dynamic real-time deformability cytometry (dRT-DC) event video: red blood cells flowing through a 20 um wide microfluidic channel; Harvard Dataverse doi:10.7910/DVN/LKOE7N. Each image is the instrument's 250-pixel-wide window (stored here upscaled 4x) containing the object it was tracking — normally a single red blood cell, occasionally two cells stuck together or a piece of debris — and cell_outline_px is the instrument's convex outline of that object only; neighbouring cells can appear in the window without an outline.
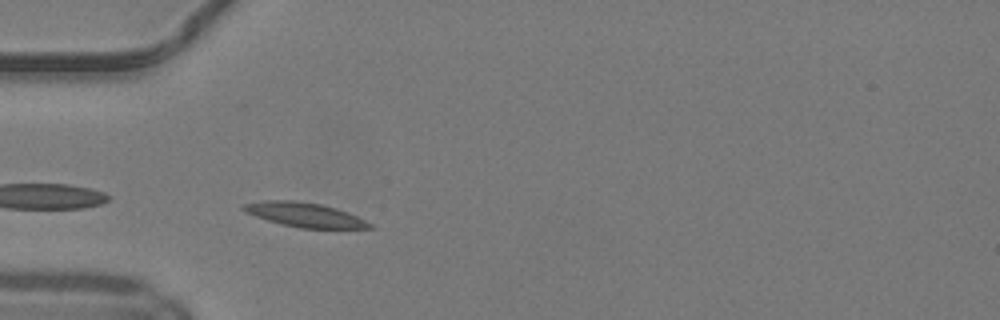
{"species": "common noctule bat (a hibernating species)", "species_latin": "Nyctalus noctula", "temperature_condition": "warm", "stored_images_in_passage": 33, "camera_frame_rate_fps": 3000, "um_per_image_px": 0.085, "animal": {"sex": "male", "body_mass_g": 19.2, "forearm_length_mm": 51.8}, "frame": {"image": 1, "passage_image": 2, "time_ms": 0.333, "image_size_px": [1000, 320], "cell_outline_px": [[376, 228], [300, 228], [268, 220], [244, 212], [240, 208], [244, 204], [264, 200], [296, 200], [320, 204], [336, 208], [348, 212], [372, 224]], "centroid_in_image_um": [25.89, 18.24], "position_along_channel_um": 59.1, "area_um2": 17.74}}
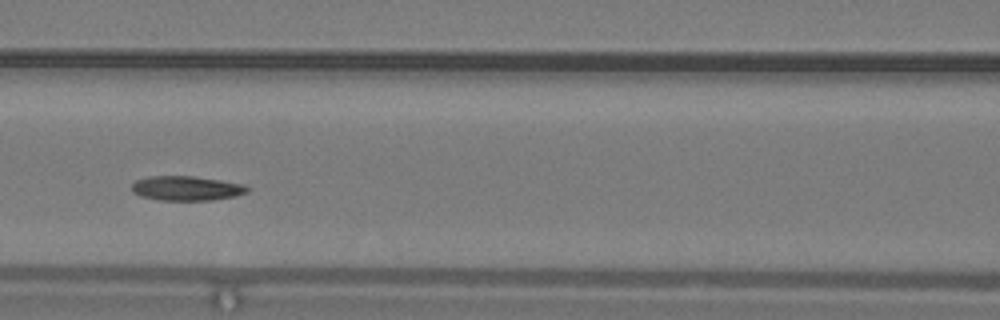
{"frame": {"image": 2, "passage_image": 9, "time_ms": 2.667, "image_size_px": [1000, 320], "cell_outline_px": [[248, 192], [236, 196], [212, 200], [160, 200], [140, 196], [132, 192], [132, 184], [136, 180], [148, 176], [192, 176], [220, 180], [244, 184], [248, 188]], "centroid_in_image_um": [15.84, 16.0], "position_along_channel_um": 150.8, "area_um2": 16.53}}
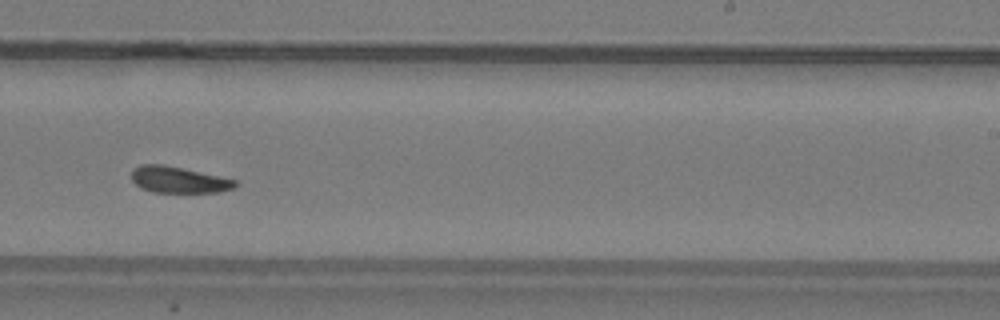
{"frame": {"image": 3, "passage_image": 18, "time_ms": 5.667, "image_size_px": [1000, 320], "cell_outline_px": [[240, 184], [236, 188], [220, 192], [152, 192], [140, 188], [132, 180], [132, 168], [140, 164], [164, 164], [184, 168], [236, 180]], "centroid_in_image_um": [15.19, 15.28], "position_along_channel_um": 273.8, "area_um2": 16.13}, "authors_computed_cell_mechanics": {"area_um2": 16.762, "velocity_mm_per_s": 4.1223, "shape_relaxation_time_tau1_ms": 3.3754, "shape_relaxation_time_tau2_ms": null, "deformation_change_tau1": 0.0946, "deformation_change_tau2": null}}